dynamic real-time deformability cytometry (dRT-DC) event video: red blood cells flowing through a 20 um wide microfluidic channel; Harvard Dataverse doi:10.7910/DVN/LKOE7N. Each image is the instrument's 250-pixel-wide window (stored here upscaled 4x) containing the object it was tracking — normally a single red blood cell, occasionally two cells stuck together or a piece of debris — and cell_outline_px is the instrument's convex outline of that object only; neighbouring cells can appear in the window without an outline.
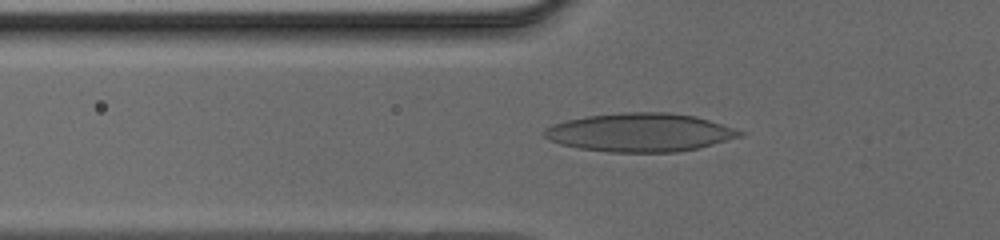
{"species": "human", "species_latin": "Homo sapiens", "temperature_condition": "cold", "stored_images_in_passage": 36, "camera_frame_rate_fps": 3000, "um_per_image_px": 0.085, "donor": {"sex": "male"}, "frame": {"image": 1, "passage_image": 2, "time_ms": 0.333, "image_size_px": [1000, 240], "cell_outline_px": [[744, 136], [696, 148], [676, 152], [608, 152], [580, 148], [560, 144], [544, 136], [544, 132], [552, 124], [568, 120], [588, 116], [624, 112], [668, 112], [692, 116], [708, 120], [744, 132]], "centroid_in_image_um": [54.4, 11.26], "position_along_channel_um": 71.4, "area_um2": 43.23}}
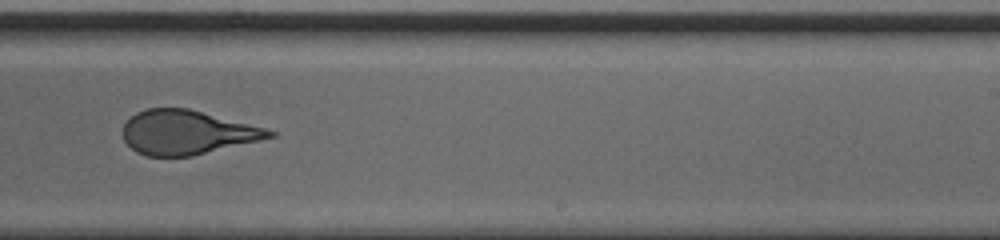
{"frame": {"image": 2, "passage_image": 18, "time_ms": 5.667, "image_size_px": [1000, 240], "cell_outline_px": [[276, 136], [260, 140], [192, 156], [144, 156], [136, 152], [124, 140], [124, 124], [136, 112], [148, 108], [188, 108], [264, 128], [276, 132]], "centroid_in_image_um": [15.87, 11.26], "position_along_channel_um": 273.1, "area_um2": 37.28}}
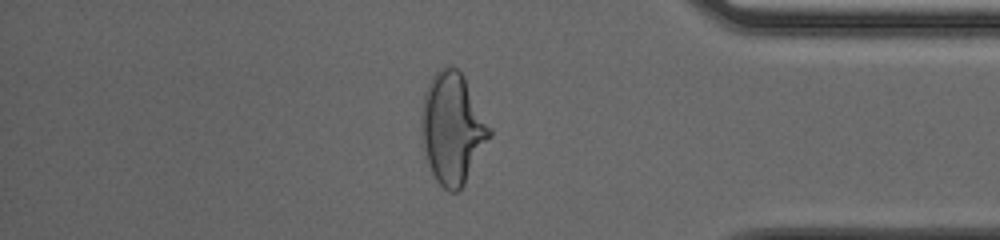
{"frame": {"image": 3, "passage_image": 29, "time_ms": 9.333, "image_size_px": [1000, 240], "cell_outline_px": [[492, 136], [464, 184], [456, 192], [448, 192], [436, 180], [432, 172], [420, 136], [420, 116], [424, 92], [432, 76], [444, 64], [448, 64], [456, 68], [464, 76], [492, 128]], "centroid_in_image_um": [38.46, 10.87], "position_along_channel_um": 396.7, "area_um2": 44.51}}